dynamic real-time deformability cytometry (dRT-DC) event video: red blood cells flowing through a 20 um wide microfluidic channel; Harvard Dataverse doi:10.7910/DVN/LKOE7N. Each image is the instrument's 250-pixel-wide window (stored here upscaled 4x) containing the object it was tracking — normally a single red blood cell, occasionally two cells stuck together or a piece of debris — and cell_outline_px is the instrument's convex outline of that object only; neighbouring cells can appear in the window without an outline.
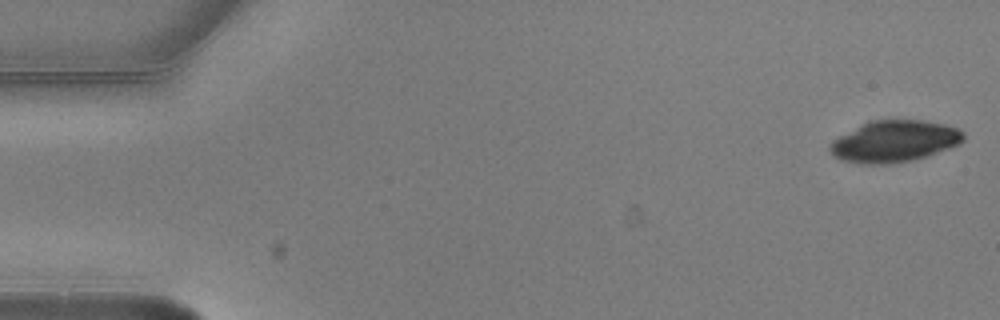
{"species": "common noctule bat (a hibernating species)", "species_latin": "Nyctalus noctula", "temperature_condition": "warm", "stored_images_in_passage": 4, "camera_frame_rate_fps": 3000, "um_per_image_px": 0.085, "animal": {"sex": "male", "body_mass_g": 20.5, "forearm_length_mm": 52.5}, "frame": {"image": 1, "passage_image": 1, "time_ms": 0.0, "image_size_px": [1000, 320], "cell_outline_px": [[964, 140], [956, 144], [936, 152], [912, 160], [888, 164], [860, 164], [840, 160], [832, 156], [828, 148], [828, 144], [840, 136], [872, 120], [924, 120], [944, 124], [956, 128], [964, 132]], "centroid_in_image_um": [75.97, 12.02], "position_along_channel_um": 9.0, "area_um2": 31.96}}